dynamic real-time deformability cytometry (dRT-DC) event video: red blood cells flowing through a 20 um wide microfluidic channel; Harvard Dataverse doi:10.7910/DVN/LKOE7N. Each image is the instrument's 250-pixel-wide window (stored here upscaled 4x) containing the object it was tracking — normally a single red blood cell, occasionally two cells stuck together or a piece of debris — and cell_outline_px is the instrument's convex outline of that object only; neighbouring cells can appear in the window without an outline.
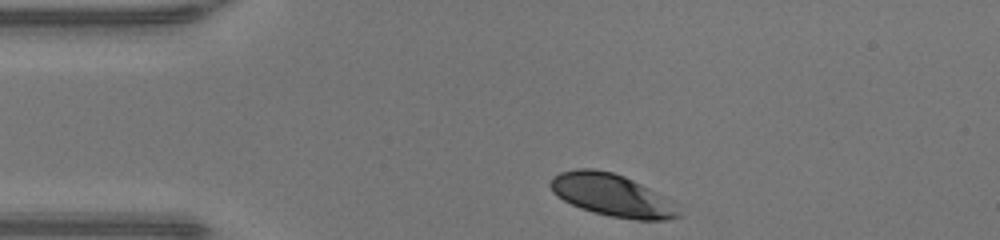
{"species": "human", "species_latin": "Homo sapiens", "temperature_condition": "warm", "stored_images_in_passage": 40, "camera_frame_rate_fps": 3000, "um_per_image_px": 0.085, "donor": {"sex": "male"}, "frame": {"image": 1, "passage_image": 1, "time_ms": 0.0, "image_size_px": [1000, 240], "cell_outline_px": [[684, 216], [668, 220], [636, 220], [612, 216], [592, 212], [580, 208], [556, 196], [552, 192], [548, 184], [552, 176], [560, 172], [576, 168], [592, 168], [612, 172], [624, 176], [676, 200]], "centroid_in_image_um": [52.1, 16.6], "position_along_channel_um": 32.9, "area_um2": 32.43}}
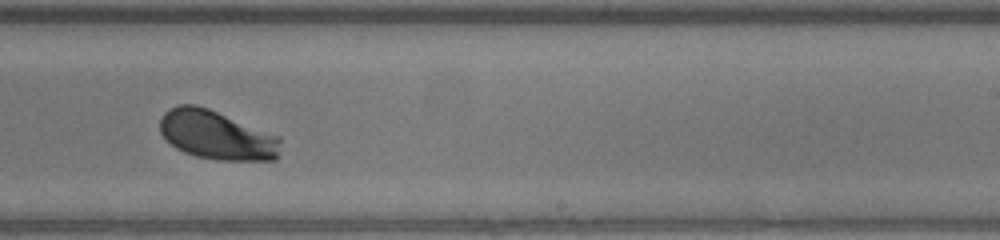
{"frame": {"image": 2, "passage_image": 21, "time_ms": 6.667, "image_size_px": [1000, 240], "cell_outline_px": [[280, 140], [276, 160], [216, 160], [196, 156], [184, 152], [176, 148], [160, 132], [160, 116], [168, 108], [180, 104], [196, 104], [208, 108], [280, 136]], "centroid_in_image_um": [18.39, 11.47], "position_along_channel_um": 270.6, "area_um2": 34.39}}
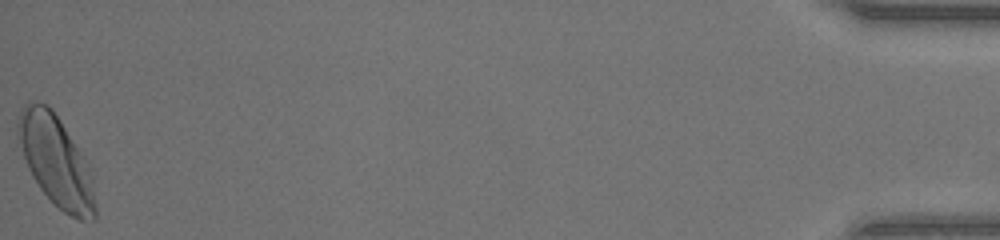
{"frame": {"image": 3, "passage_image": 40, "time_ms": 13.0, "image_size_px": [1000, 240], "cell_outline_px": [[96, 220], [80, 220], [64, 212], [40, 188], [32, 176], [28, 168], [16, 136], [16, 124], [20, 108], [28, 100], [48, 104], [52, 108], [88, 160], [92, 176], [96, 208]], "centroid_in_image_um": [4.76, 13.63], "position_along_channel_um": 430.4, "area_um2": 41.33}, "authors_computed_cell_mechanics": {"area_um2": 33.6107, "velocity_mm_per_s": 4.2311, "shape_relaxation_time_tau1_ms": 1.7493, "shape_relaxation_time_tau2_ms": null, "deformation_change_tau1": 0.137, "deformation_change_tau2": null}}